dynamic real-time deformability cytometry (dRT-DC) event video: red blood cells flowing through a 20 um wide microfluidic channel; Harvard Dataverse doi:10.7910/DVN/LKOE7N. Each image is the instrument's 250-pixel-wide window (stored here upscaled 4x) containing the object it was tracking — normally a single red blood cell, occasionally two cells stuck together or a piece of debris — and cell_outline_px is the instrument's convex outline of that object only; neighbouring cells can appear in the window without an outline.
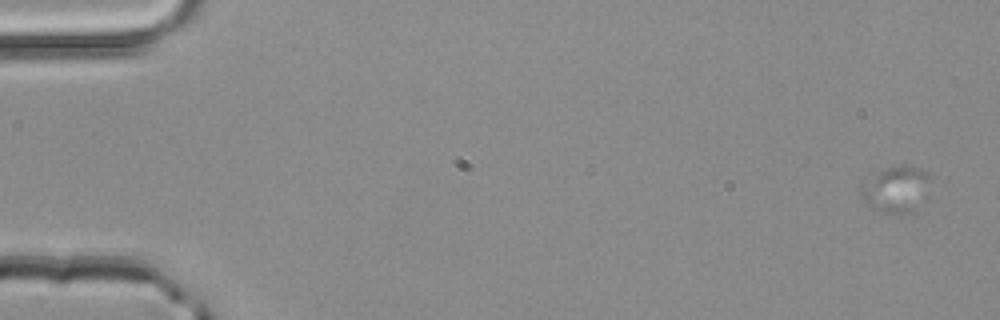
{"species": "common noctule bat (a hibernating species)", "species_latin": "Nyctalus noctula", "temperature_condition": "room temperature", "stored_images_in_passage": 4, "camera_frame_rate_fps": 3000, "um_per_image_px": 0.085, "animal": {"sex": "male", "body_mass_g": 20.4}, "frame": {"image": 1, "passage_image": 1, "time_ms": 0.0, "image_size_px": [1000, 320], "cell_outline_px": [[932, 180], [916, 212], [884, 212], [876, 208], [864, 200], [860, 192], [860, 188], [880, 172], [888, 168], [920, 168]], "centroid_in_image_um": [76.23, 16.13], "position_along_channel_um": 8.8, "area_um2": 17.4}}
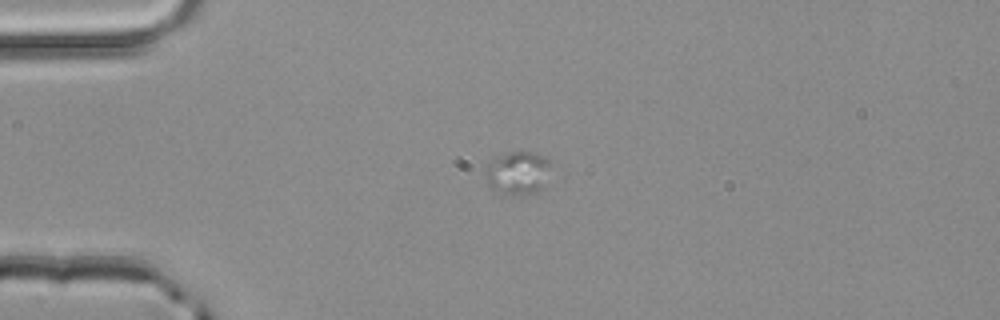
{"frame": {"image": 2, "passage_image": 3, "time_ms": 0.667, "image_size_px": [1000, 320], "cell_outline_px": [[552, 160], [540, 188], [536, 192], [496, 192], [484, 180], [484, 168], [496, 156], [512, 152], [532, 152], [544, 156]], "centroid_in_image_um": [43.94, 14.63], "position_along_channel_um": 41.1, "area_um2": 15.9}}
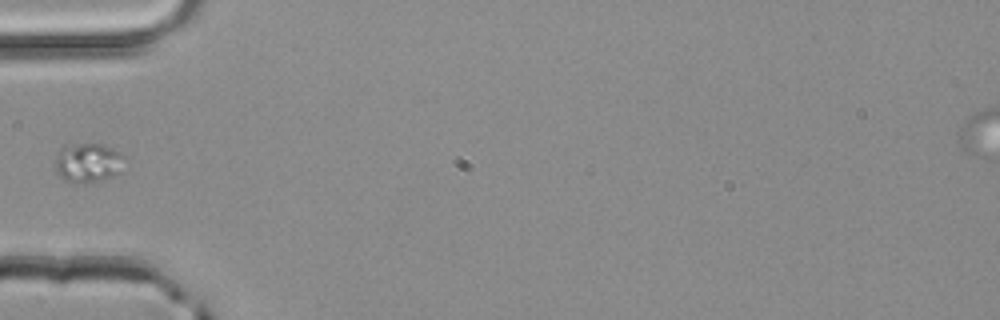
{"frame": {"image": 3, "passage_image": 4, "time_ms": 1.0, "image_size_px": [1000, 320], "cell_outline_px": [[124, 156], [120, 172], [112, 176], [100, 180], [84, 184], [76, 184], [64, 180], [56, 172], [56, 156], [64, 148], [80, 144], [104, 144], [120, 152]], "centroid_in_image_um": [7.5, 13.87], "position_along_channel_um": 77.5, "area_um2": 15.66}}